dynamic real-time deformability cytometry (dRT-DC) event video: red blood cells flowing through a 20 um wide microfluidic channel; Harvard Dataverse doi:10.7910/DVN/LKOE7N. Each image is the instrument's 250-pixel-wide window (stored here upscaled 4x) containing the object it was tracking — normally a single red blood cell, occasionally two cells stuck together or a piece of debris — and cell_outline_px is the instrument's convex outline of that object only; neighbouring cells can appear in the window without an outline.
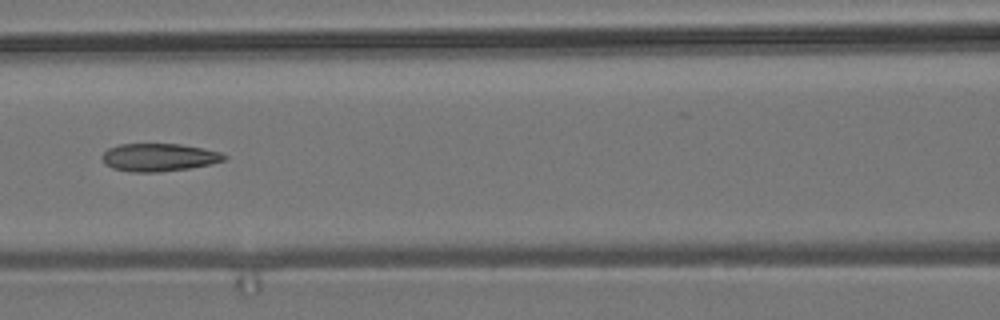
{"species": "common noctule bat (a hibernating species)", "species_latin": "Nyctalus noctula", "temperature_condition": "room temperature", "stored_images_in_passage": 9, "camera_frame_rate_fps": 3000, "um_per_image_px": 0.085, "animal": {"sex": "male", "body_mass_g": 19.2, "forearm_length_mm": 51.8}, "frame": {"image": 1, "passage_image": 6, "time_ms": 7.0, "image_size_px": [1000, 320], "cell_outline_px": [[228, 156], [224, 160], [208, 164], [188, 168], [160, 172], [132, 172], [112, 168], [104, 164], [100, 156], [108, 148], [120, 144], [180, 144], [204, 148], [220, 152]], "centroid_in_image_um": [13.47, 13.37], "position_along_channel_um": 153.1, "area_um2": 19.83}}
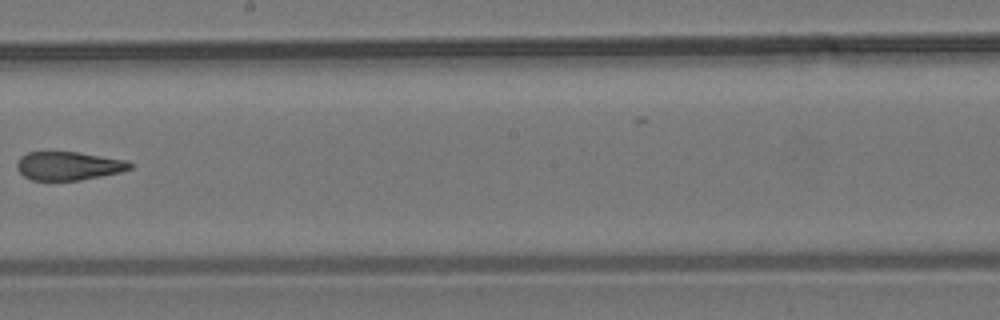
{"frame": {"image": 2, "passage_image": 8, "time_ms": 9.333, "image_size_px": [1000, 320], "cell_outline_px": [[132, 168], [120, 172], [80, 180], [32, 180], [24, 176], [16, 168], [16, 164], [20, 156], [28, 152], [80, 152], [128, 160], [132, 164]], "centroid_in_image_um": [5.83, 14.09], "position_along_channel_um": 242.4, "area_um2": 18.84}}
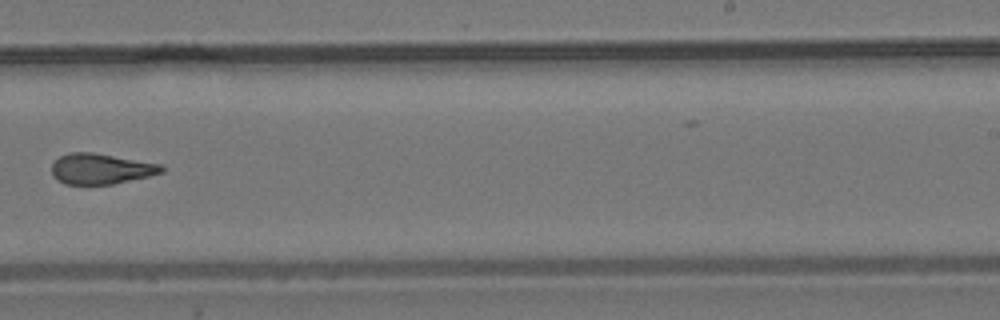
{"frame": {"image": 3, "passage_image": 9, "time_ms": 10.333, "image_size_px": [1000, 320], "cell_outline_px": [[164, 172], [148, 176], [112, 184], [64, 184], [56, 180], [52, 176], [52, 164], [60, 156], [68, 152], [92, 152], [164, 164]], "centroid_in_image_um": [8.57, 14.34], "position_along_channel_um": 280.4, "area_um2": 19.71}}